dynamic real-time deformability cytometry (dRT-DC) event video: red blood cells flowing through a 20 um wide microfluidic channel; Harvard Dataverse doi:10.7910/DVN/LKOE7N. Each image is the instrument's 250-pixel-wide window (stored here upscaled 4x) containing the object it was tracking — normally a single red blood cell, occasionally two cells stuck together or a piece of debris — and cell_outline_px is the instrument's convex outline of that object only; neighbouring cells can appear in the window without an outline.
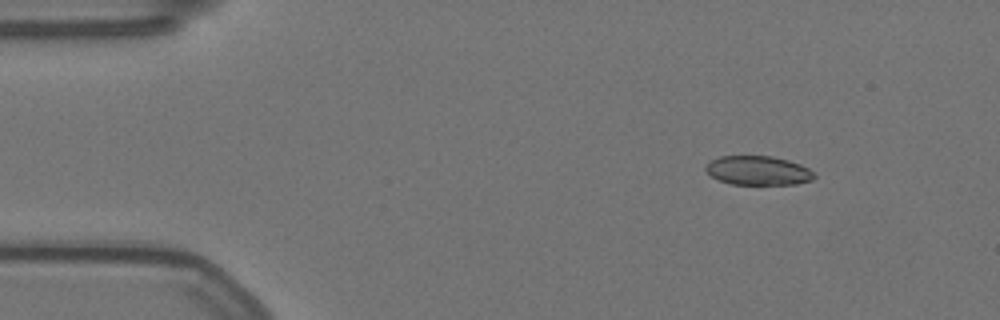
{"species": "Egyptian fruit bat (a non-hibernating species)", "species_latin": "Rousettus aegyptiacus", "temperature_condition": "warm", "stored_images_in_passage": 52, "camera_frame_rate_fps": 3000, "um_per_image_px": 0.085, "animal": {"sex": "female"}, "frame": {"image": 1, "passage_image": 2, "time_ms": 0.333, "image_size_px": [1000, 320], "cell_outline_px": [[816, 176], [812, 180], [796, 184], [732, 184], [720, 180], [712, 176], [704, 168], [712, 160], [720, 156], [772, 156], [788, 160], [800, 164], [808, 168]], "centroid_in_image_um": [64.46, 14.49], "position_along_channel_um": 20.5, "area_um2": 18.21}}
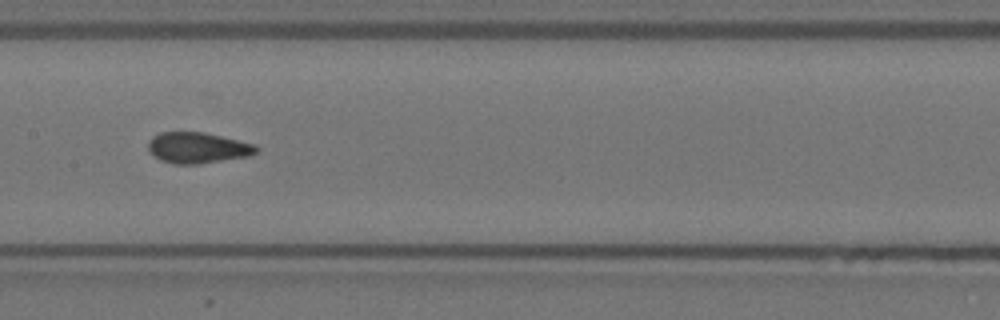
{"frame": {"image": 2, "passage_image": 23, "time_ms": 7.333, "image_size_px": [1000, 320], "cell_outline_px": [[260, 148], [256, 152], [248, 156], [200, 164], [172, 164], [160, 160], [148, 148], [148, 144], [152, 136], [160, 132], [204, 132], [256, 144]], "centroid_in_image_um": [16.82, 12.56], "position_along_channel_um": 190.6, "area_um2": 19.48}}
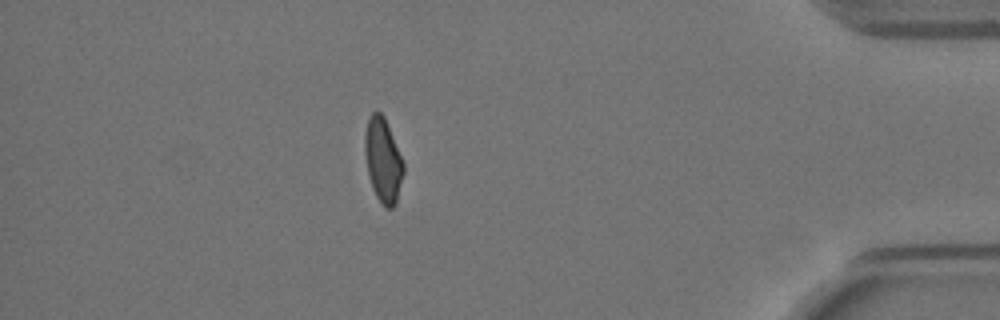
{"frame": {"image": 3, "passage_image": 45, "time_ms": 14.667, "image_size_px": [1000, 320], "cell_outline_px": [[404, 172], [396, 204], [392, 208], [384, 208], [376, 196], [372, 188], [368, 176], [364, 152], [364, 136], [368, 116], [372, 112], [380, 112], [384, 116], [404, 164]], "centroid_in_image_um": [32.53, 13.64], "position_along_channel_um": 402.7, "area_um2": 19.13}, "authors_computed_cell_mechanics": {"area_um2": 19.5653, "velocity_mm_per_s": 3.5259, "shape_relaxation_time_tau1_ms": 7.3093, "shape_relaxation_time_tau2_ms": 2.4315, "deformation_change_tau1": 0.1793, "deformation_change_tau2": 0.0721}}